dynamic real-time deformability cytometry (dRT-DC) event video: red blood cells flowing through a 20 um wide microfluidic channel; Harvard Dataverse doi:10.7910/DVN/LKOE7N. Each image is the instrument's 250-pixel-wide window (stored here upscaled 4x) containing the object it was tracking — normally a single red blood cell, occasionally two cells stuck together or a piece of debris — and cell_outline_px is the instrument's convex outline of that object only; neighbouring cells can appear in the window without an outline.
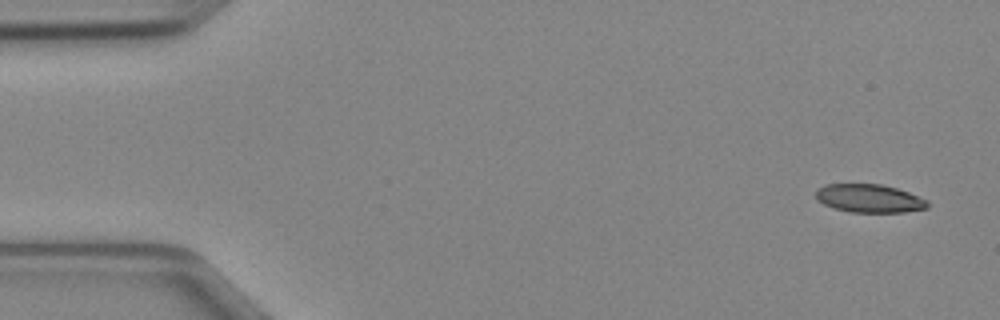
{"species": "Egyptian fruit bat (a non-hibernating species)", "species_latin": "Rousettus aegyptiacus", "temperature_condition": "cold", "stored_images_in_passage": 49, "camera_frame_rate_fps": 3000, "um_per_image_px": 0.085, "animal": {"sex": "female"}, "frame": {"image": 1, "passage_image": 1, "time_ms": 0.0, "image_size_px": [1000, 320], "cell_outline_px": [[928, 208], [904, 212], [848, 212], [824, 204], [816, 200], [816, 188], [824, 184], [880, 184], [896, 188], [908, 192], [928, 200]], "centroid_in_image_um": [73.87, 16.86], "position_along_channel_um": 11.1, "area_um2": 18.44}}
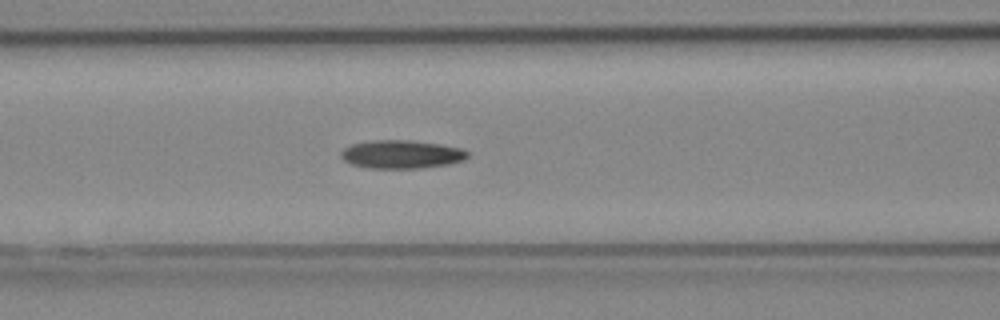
{"frame": {"image": 2, "passage_image": 19, "time_ms": 6.0, "image_size_px": [1000, 320], "cell_outline_px": [[468, 156], [464, 160], [448, 164], [420, 168], [368, 168], [352, 164], [344, 160], [340, 156], [340, 152], [344, 148], [352, 144], [376, 140], [408, 140], [440, 144], [460, 148], [468, 152]], "centroid_in_image_um": [34.11, 13.12], "position_along_channel_um": 132.5, "area_um2": 20.75}}
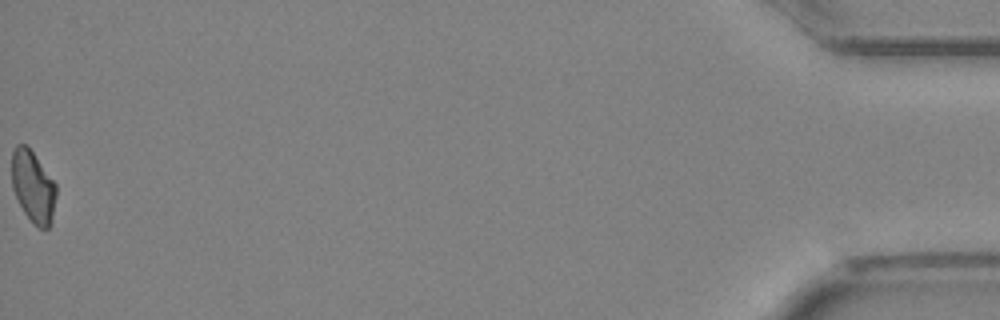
{"frame": {"image": 3, "passage_image": 49, "time_ms": 16.0, "image_size_px": [1000, 320], "cell_outline_px": [[56, 196], [52, 224], [48, 228], [40, 228], [32, 224], [24, 212], [12, 188], [12, 152], [16, 144], [28, 144], [56, 184]], "centroid_in_image_um": [2.82, 15.86], "position_along_channel_um": 432.4, "area_um2": 18.84}, "authors_computed_cell_mechanics": {"area_um2": 19.8832, "velocity_mm_per_s": 4.0241, "shape_relaxation_time_tau1_ms": 4.7357, "shape_relaxation_time_tau2_ms": null, "deformation_change_tau1": 0.1418, "deformation_change_tau2": null}}